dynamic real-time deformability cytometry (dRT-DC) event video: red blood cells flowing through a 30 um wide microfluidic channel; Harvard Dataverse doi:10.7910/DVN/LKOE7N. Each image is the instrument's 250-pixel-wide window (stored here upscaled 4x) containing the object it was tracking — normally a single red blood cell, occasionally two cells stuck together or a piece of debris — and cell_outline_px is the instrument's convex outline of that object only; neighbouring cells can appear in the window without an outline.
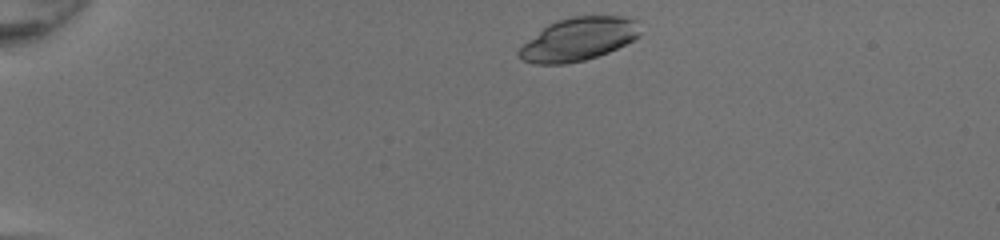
{"species": "common noctule bat (a hibernating species)", "species_latin": "Nyctalus noctula", "temperature_condition": "room temperature", "stored_images_in_passage": 33, "camera_frame_rate_fps": 3000, "um_per_image_px": 0.085, "animal": {"sex": "female", "body_mass_g": 20.0, "forearm_length_mm": 54.0}, "frame": {"image": 1, "passage_image": 1, "time_ms": 0.0, "image_size_px": [1000, 240], "cell_outline_px": [[640, 36], [608, 52], [584, 60], [564, 64], [532, 64], [520, 60], [516, 56], [516, 52], [528, 40], [548, 24], [556, 20], [572, 16], [620, 16], [640, 20]], "centroid_in_image_um": [49.16, 3.33], "position_along_channel_um": 35.8, "area_um2": 30.58}}
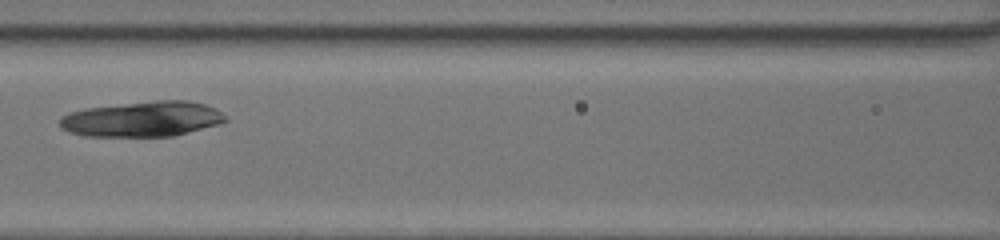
{"frame": {"image": 2, "passage_image": 15, "time_ms": 4.667, "image_size_px": [1000, 240], "cell_outline_px": [[228, 120], [220, 124], [172, 136], [84, 136], [68, 132], [60, 128], [60, 116], [84, 108], [156, 100], [188, 100], [204, 104], [216, 108]], "centroid_in_image_um": [12.09, 10.11], "position_along_channel_um": 154.5, "area_um2": 34.1}}
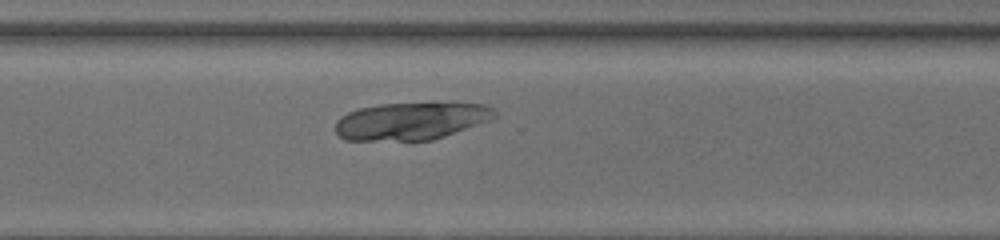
{"frame": {"image": 3, "passage_image": 28, "time_ms": 9.0, "image_size_px": [1000, 240], "cell_outline_px": [[496, 116], [488, 120], [444, 136], [432, 140], [344, 140], [336, 132], [336, 120], [340, 116], [348, 112], [360, 108], [380, 104], [484, 104], [492, 108], [496, 112]], "centroid_in_image_um": [34.87, 10.3], "position_along_channel_um": 335.7, "area_um2": 34.04}}